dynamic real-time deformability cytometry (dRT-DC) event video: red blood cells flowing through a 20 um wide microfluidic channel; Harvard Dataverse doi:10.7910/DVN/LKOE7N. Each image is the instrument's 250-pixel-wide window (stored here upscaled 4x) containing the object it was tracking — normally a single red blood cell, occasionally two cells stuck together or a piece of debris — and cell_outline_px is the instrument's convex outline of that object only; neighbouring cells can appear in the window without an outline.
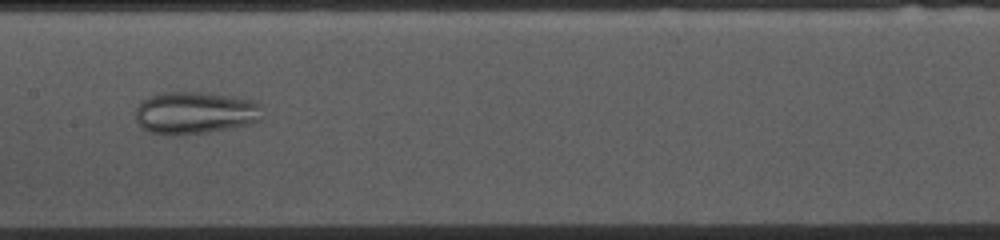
{"species": "common noctule bat (a hibernating species)", "species_latin": "Nyctalus noctula", "temperature_condition": "cold", "stored_images_in_passage": 53, "camera_frame_rate_fps": 3000, "um_per_image_px": 0.085, "animal": {"sex": "female", "body_mass_g": 10.0, "forearm_length_mm": 53.1}, "frame": {"image": 1, "passage_image": 25, "time_ms": 8.0, "image_size_px": [1000, 240], "cell_outline_px": [[260, 120], [252, 124], [232, 128], [208, 132], [176, 136], [164, 136], [148, 132], [136, 120], [136, 108], [144, 100], [152, 96], [164, 92], [200, 92], [256, 100], [260, 104]], "centroid_in_image_um": [16.58, 9.62], "position_along_channel_um": 190.8, "area_um2": 31.44}}
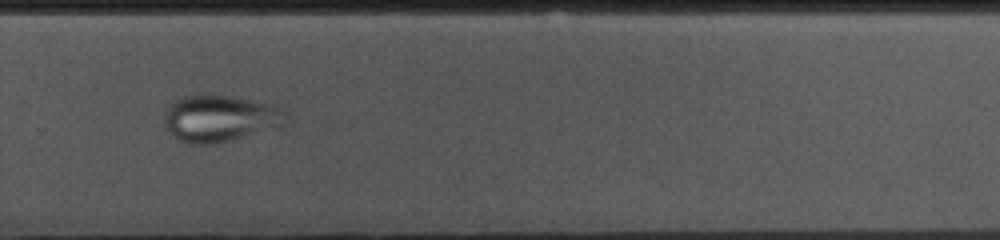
{"frame": {"image": 2, "passage_image": 35, "time_ms": 11.333, "image_size_px": [1000, 240], "cell_outline_px": [[288, 116], [284, 124], [280, 128], [208, 144], [192, 144], [176, 136], [168, 128], [164, 120], [164, 116], [168, 108], [176, 100], [184, 96], [228, 96], [252, 100], [272, 104], [284, 108], [288, 112]], "centroid_in_image_um": [18.81, 10.05], "position_along_channel_um": 311.0, "area_um2": 32.37}}
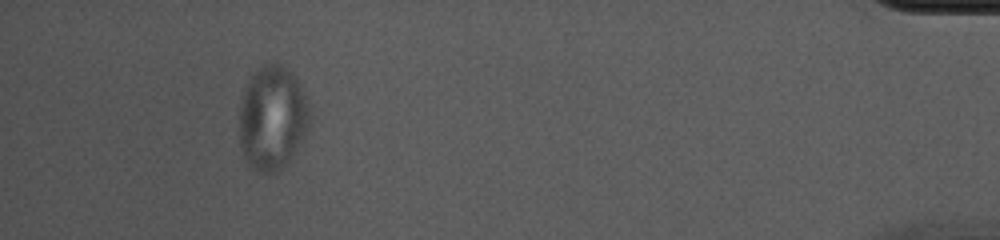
{"frame": {"image": 3, "passage_image": 49, "time_ms": 16.0, "image_size_px": [1000, 240], "cell_outline_px": [[312, 112], [308, 128], [292, 156], [276, 172], [256, 172], [244, 160], [240, 144], [240, 104], [244, 88], [252, 72], [264, 64], [280, 60], [296, 76], [304, 92]], "centroid_in_image_um": [23.15, 9.95], "position_along_channel_um": 412.0, "area_um2": 43.41}}